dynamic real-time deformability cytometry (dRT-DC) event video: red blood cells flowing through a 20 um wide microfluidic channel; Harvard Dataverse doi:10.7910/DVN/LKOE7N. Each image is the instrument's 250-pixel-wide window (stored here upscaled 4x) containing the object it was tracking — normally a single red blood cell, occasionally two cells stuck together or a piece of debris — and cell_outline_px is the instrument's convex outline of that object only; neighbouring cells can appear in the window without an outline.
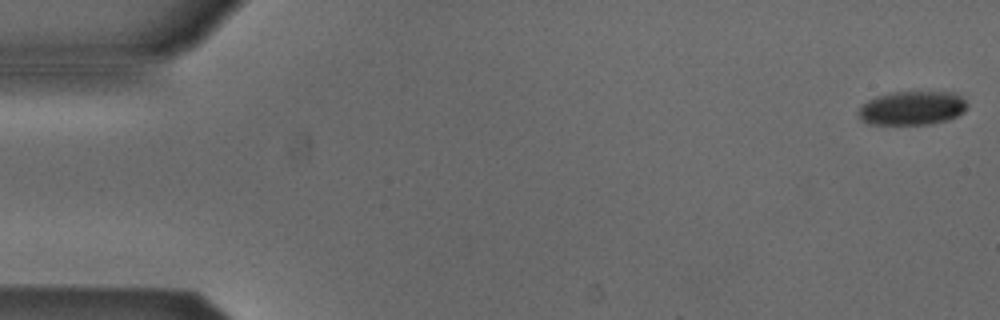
{"species": "Egyptian fruit bat (a non-hibernating species)", "species_latin": "Rousettus aegyptiacus", "temperature_condition": "cold", "stored_images_in_passage": 53, "camera_frame_rate_fps": 3000, "um_per_image_px": 0.085, "animal": {"sex": "male"}, "frame": {"image": 1, "passage_image": 1, "time_ms": 0.0, "image_size_px": [1000, 320], "cell_outline_px": [[968, 108], [964, 112], [948, 120], [928, 124], [872, 124], [860, 120], [856, 112], [868, 100], [876, 96], [892, 92], [956, 92], [964, 96], [968, 104]], "centroid_in_image_um": [77.57, 9.18], "position_along_channel_um": 7.4, "area_um2": 21.73}}
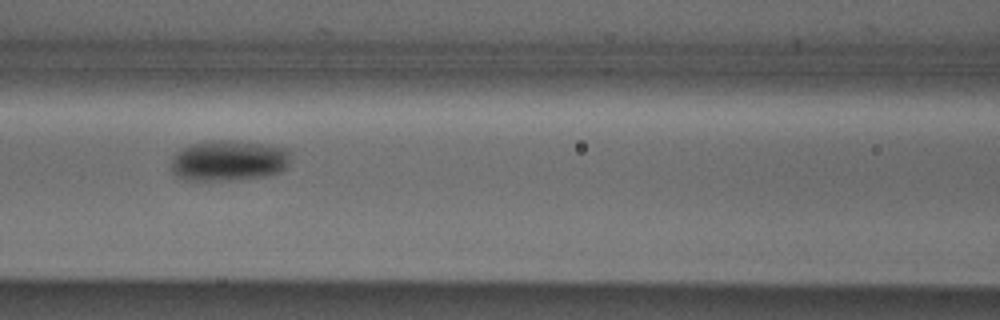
{"frame": {"image": 2, "passage_image": 23, "time_ms": 7.333, "image_size_px": [1000, 320], "cell_outline_px": [[288, 164], [280, 172], [264, 176], [232, 180], [184, 180], [176, 176], [172, 172], [172, 156], [176, 152], [192, 144], [212, 140], [228, 140], [264, 144], [288, 148]], "centroid_in_image_um": [19.41, 13.65], "position_along_channel_um": 147.2, "area_um2": 28.21}}
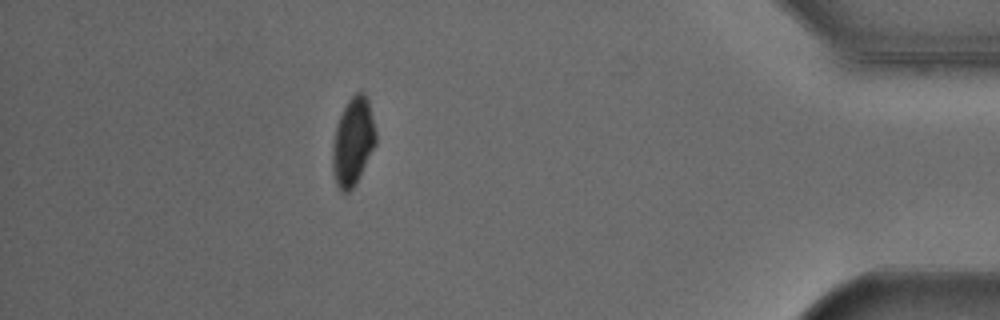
{"frame": {"image": 3, "passage_image": 47, "time_ms": 15.333, "image_size_px": [1000, 320], "cell_outline_px": [[376, 144], [356, 184], [348, 192], [340, 192], [336, 184], [332, 168], [332, 148], [336, 124], [348, 100], [356, 92], [364, 92], [368, 100], [376, 132]], "centroid_in_image_um": [29.99, 12.06], "position_along_channel_um": 405.2, "area_um2": 22.2}, "authors_computed_cell_mechanics": {"area_um2": 23.6402, "velocity_mm_per_s": 3.8614, "shape_relaxation_time_tau1_ms": 1.5031, "shape_relaxation_time_tau2_ms": null, "deformation_change_tau1": 0.0798, "deformation_change_tau2": null}}